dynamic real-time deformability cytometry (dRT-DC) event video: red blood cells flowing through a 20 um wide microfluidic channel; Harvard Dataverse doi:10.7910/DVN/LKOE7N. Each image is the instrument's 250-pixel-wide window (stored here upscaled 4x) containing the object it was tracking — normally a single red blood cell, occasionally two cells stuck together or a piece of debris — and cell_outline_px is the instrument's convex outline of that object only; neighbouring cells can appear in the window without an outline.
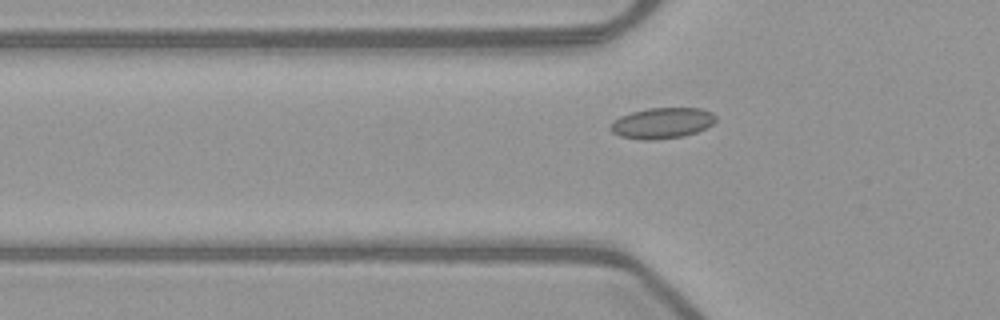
{"species": "common noctule bat (a hibernating species)", "species_latin": "Nyctalus noctula", "temperature_condition": "warm", "stored_images_in_passage": 49, "camera_frame_rate_fps": 3000, "um_per_image_px": 0.085, "animal": {"sex": "female", "body_mass_g": 21.9}, "frame": {"image": 1, "passage_image": 15, "time_ms": 4.667, "image_size_px": [1000, 320], "cell_outline_px": [[716, 120], [712, 124], [696, 132], [684, 136], [656, 140], [640, 140], [620, 136], [612, 132], [608, 128], [612, 120], [620, 116], [632, 112], [648, 108], [700, 108], [712, 112], [716, 116]], "centroid_in_image_um": [56.24, 10.46], "position_along_channel_um": 69.6, "area_um2": 19.07}}
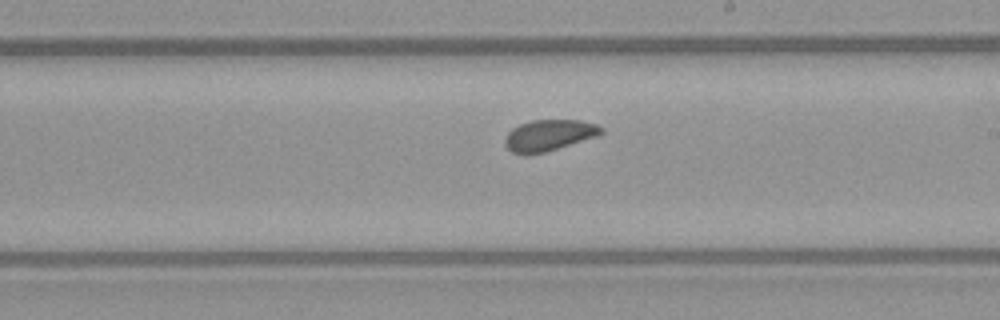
{"frame": {"image": 2, "passage_image": 28, "time_ms": 9.0, "image_size_px": [1000, 320], "cell_outline_px": [[604, 132], [596, 136], [544, 152], [524, 156], [512, 152], [504, 144], [504, 140], [508, 132], [512, 128], [520, 124], [532, 120], [580, 120], [596, 124], [604, 128]], "centroid_in_image_um": [46.63, 11.5], "position_along_channel_um": 242.4, "area_um2": 17.46}}
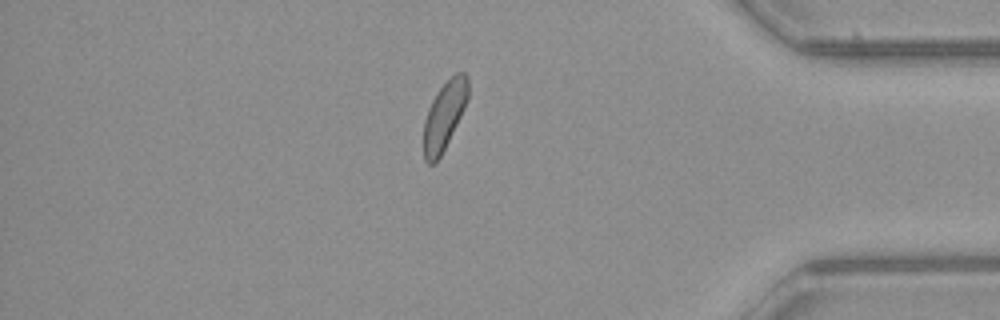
{"frame": {"image": 3, "passage_image": 42, "time_ms": 13.667, "image_size_px": [1000, 320], "cell_outline_px": [[468, 96], [464, 108], [436, 164], [428, 164], [424, 160], [424, 120], [428, 108], [436, 92], [456, 72], [464, 72], [468, 76]], "centroid_in_image_um": [37.75, 9.82], "position_along_channel_um": 397.4, "area_um2": 17.4}, "authors_computed_cell_mechanics": {"area_um2": 17.918, "velocity_mm_per_s": 3.9732, "shape_relaxation_time_tau1_ms": 1.8825, "shape_relaxation_time_tau2_ms": 4.0429, "deformation_change_tau1": 0.0448, "deformation_change_tau2": 0.0635}}